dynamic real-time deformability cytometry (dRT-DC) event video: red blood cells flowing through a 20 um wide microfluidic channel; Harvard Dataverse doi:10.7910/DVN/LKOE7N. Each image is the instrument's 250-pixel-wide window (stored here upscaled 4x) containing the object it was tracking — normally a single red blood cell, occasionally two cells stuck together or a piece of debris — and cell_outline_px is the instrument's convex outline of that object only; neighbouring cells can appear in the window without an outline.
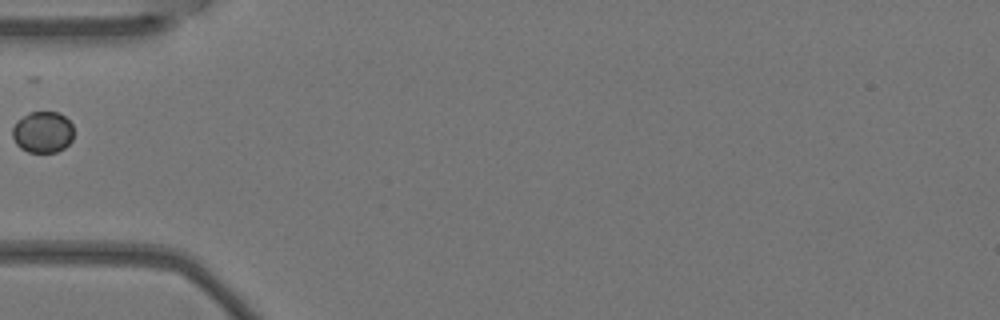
{"species": "Egyptian fruit bat (a non-hibernating species)", "species_latin": "Rousettus aegyptiacus", "temperature_condition": "warm", "stored_images_in_passage": 1, "camera_frame_rate_fps": 3000, "um_per_image_px": 0.085, "animal": {"sex": "female"}, "frame": {"image": 1, "passage_image": 1, "time_ms": 0.0, "image_size_px": [1000, 320], "cell_outline_px": [[72, 140], [64, 148], [56, 152], [28, 152], [20, 148], [16, 144], [12, 136], [12, 128], [16, 120], [28, 112], [60, 112], [72, 124]], "centroid_in_image_um": [3.6, 11.22], "position_along_channel_um": 81.4, "area_um2": 14.91}}